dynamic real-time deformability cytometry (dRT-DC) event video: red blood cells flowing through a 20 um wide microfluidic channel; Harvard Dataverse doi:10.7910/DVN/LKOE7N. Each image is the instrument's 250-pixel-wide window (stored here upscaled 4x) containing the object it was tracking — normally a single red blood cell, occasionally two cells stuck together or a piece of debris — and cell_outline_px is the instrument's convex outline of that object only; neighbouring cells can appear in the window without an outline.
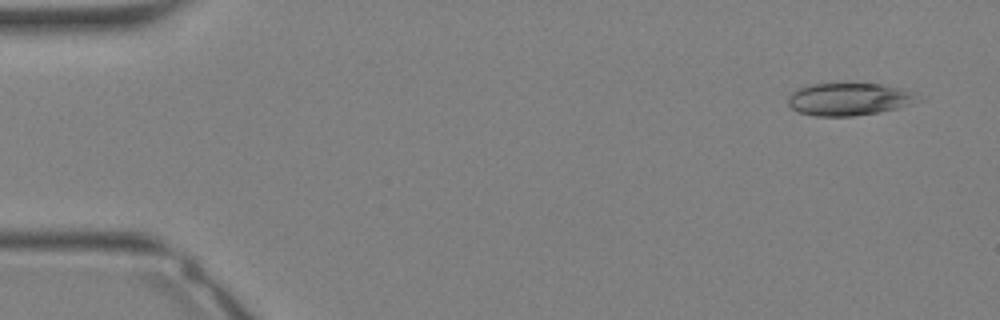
{"species": "Egyptian fruit bat (a non-hibernating species)", "species_latin": "Rousettus aegyptiacus", "temperature_condition": "warm", "stored_images_in_passage": 30, "camera_frame_rate_fps": 3000, "um_per_image_px": 0.085, "animal": {"sex": "female"}, "frame": {"image": 1, "passage_image": 2, "time_ms": 0.333, "image_size_px": [1000, 320], "cell_outline_px": [[916, 100], [900, 108], [880, 112], [852, 116], [816, 116], [800, 112], [792, 108], [788, 104], [788, 96], [792, 92], [808, 84], [848, 80], [884, 84], [904, 88], [912, 92], [916, 96]], "centroid_in_image_um": [72.14, 8.37], "position_along_channel_um": 12.9, "area_um2": 25.49}}
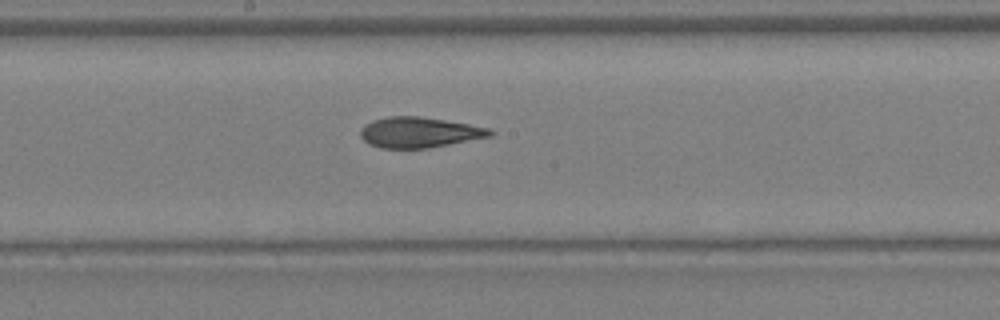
{"frame": {"image": 2, "passage_image": 18, "time_ms": 5.667, "image_size_px": [1000, 320], "cell_outline_px": [[496, 132], [492, 136], [428, 148], [380, 148], [368, 144], [360, 136], [360, 128], [364, 124], [372, 120], [388, 116], [420, 116], [492, 128]], "centroid_in_image_um": [35.63, 11.25], "position_along_channel_um": 212.6, "area_um2": 23.24}}
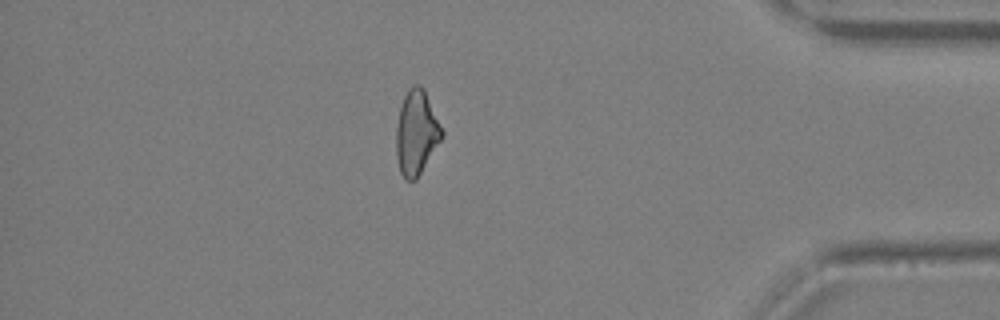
{"frame": {"image": 3, "passage_image": 29, "time_ms": 9.333, "image_size_px": [1000, 320], "cell_outline_px": [[444, 136], [416, 180], [404, 180], [400, 172], [396, 156], [396, 128], [400, 108], [404, 96], [408, 88], [412, 84], [420, 84], [424, 88], [444, 132]], "centroid_in_image_um": [35.4, 11.27], "position_along_channel_um": 399.8, "area_um2": 22.66}}